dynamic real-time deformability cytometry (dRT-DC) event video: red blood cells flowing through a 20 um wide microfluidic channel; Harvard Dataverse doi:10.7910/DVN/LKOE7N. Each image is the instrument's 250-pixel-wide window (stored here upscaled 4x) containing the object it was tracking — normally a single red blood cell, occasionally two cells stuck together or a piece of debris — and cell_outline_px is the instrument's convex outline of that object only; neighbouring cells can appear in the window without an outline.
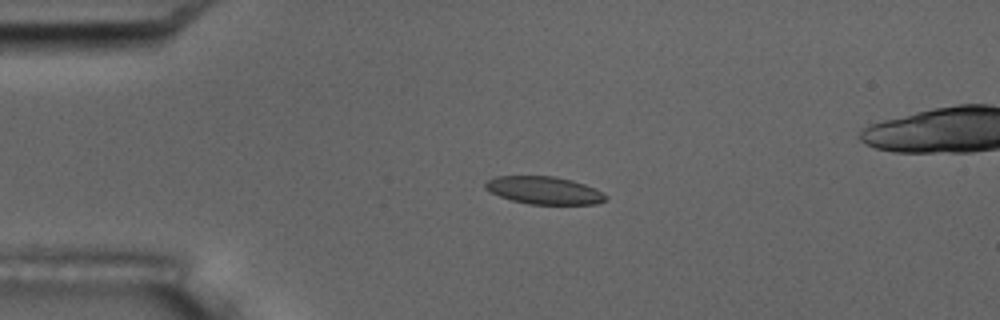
{"species": "common noctule bat (a hibernating species)", "species_latin": "Nyctalus noctula", "temperature_condition": "room temperature", "stored_images_in_passage": 7, "camera_frame_rate_fps": 3000, "um_per_image_px": 0.085, "animal": {"sex": "male", "body_mass_g": 17.5, "forearm_length_mm": 52.3}, "frame": {"image": 1, "passage_image": 3, "time_ms": 3.0, "image_size_px": [1000, 320], "cell_outline_px": [[608, 200], [596, 204], [528, 204], [512, 200], [500, 196], [484, 188], [484, 180], [496, 176], [556, 176], [572, 180], [584, 184], [604, 192], [608, 196]], "centroid_in_image_um": [46.26, 16.17], "position_along_channel_um": 38.7, "area_um2": 19.59}}
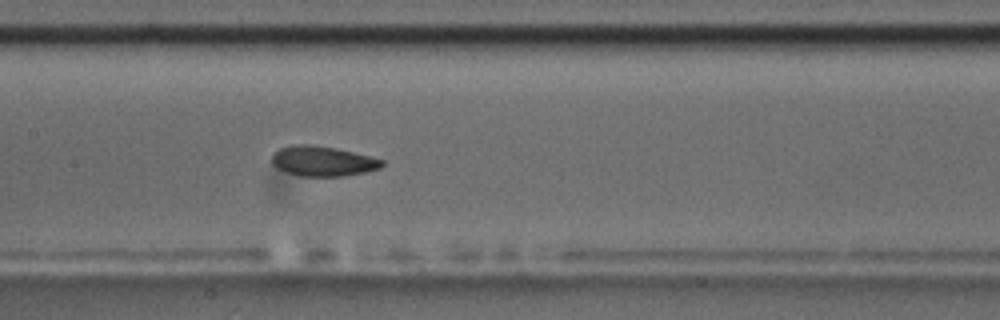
{"frame": {"image": 2, "passage_image": 7, "time_ms": 7.667, "image_size_px": [1000, 320], "cell_outline_px": [[384, 164], [380, 168], [364, 172], [344, 176], [300, 176], [276, 168], [272, 164], [272, 156], [280, 148], [296, 144], [308, 144], [332, 148], [352, 152], [384, 160]], "centroid_in_image_um": [27.42, 13.71], "position_along_channel_um": 180.0, "area_um2": 18.96}}